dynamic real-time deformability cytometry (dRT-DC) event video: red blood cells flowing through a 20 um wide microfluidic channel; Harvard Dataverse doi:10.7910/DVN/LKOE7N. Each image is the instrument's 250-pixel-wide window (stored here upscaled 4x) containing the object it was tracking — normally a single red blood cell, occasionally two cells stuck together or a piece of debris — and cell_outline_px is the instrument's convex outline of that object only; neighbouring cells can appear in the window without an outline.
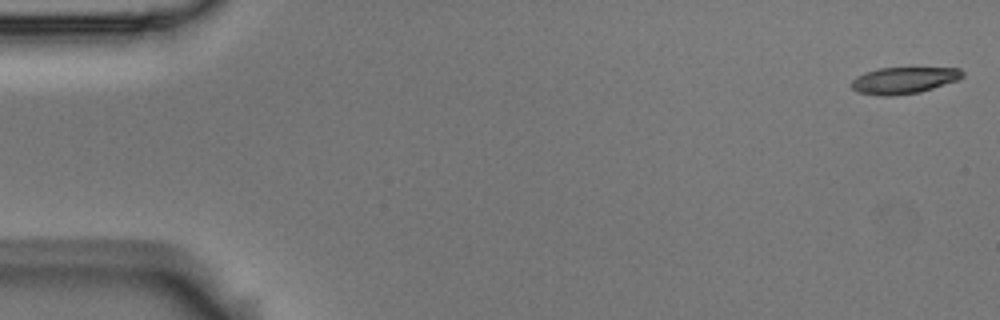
{"species": "Egyptian fruit bat (a non-hibernating species)", "species_latin": "Rousettus aegyptiacus", "temperature_condition": "room temperature", "stored_images_in_passage": 4, "camera_frame_rate_fps": 3000, "um_per_image_px": 0.085, "animal": {"sex": "male"}, "frame": {"image": 1, "passage_image": 1, "time_ms": 0.0, "image_size_px": [1000, 320], "cell_outline_px": [[964, 76], [956, 80], [920, 92], [892, 96], [880, 96], [860, 92], [852, 88], [852, 80], [856, 76], [864, 72], [876, 68], [960, 68], [964, 72]], "centroid_in_image_um": [76.8, 6.82], "position_along_channel_um": 8.2, "area_um2": 17.11}}
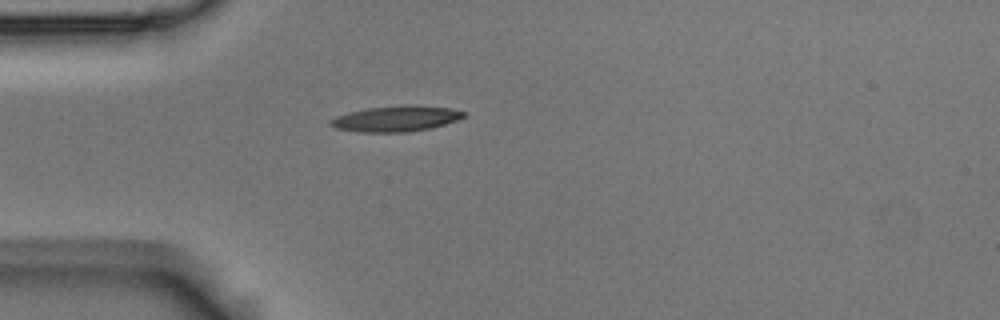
{"frame": {"image": 2, "passage_image": 4, "time_ms": 1.0, "image_size_px": [1000, 320], "cell_outline_px": [[464, 116], [456, 120], [444, 124], [428, 128], [408, 132], [360, 132], [336, 128], [328, 124], [328, 120], [336, 116], [348, 112], [368, 108], [404, 104], [408, 104], [448, 108], [464, 112]], "centroid_in_image_um": [33.58, 10.08], "position_along_channel_um": 51.4, "area_um2": 19.83}}